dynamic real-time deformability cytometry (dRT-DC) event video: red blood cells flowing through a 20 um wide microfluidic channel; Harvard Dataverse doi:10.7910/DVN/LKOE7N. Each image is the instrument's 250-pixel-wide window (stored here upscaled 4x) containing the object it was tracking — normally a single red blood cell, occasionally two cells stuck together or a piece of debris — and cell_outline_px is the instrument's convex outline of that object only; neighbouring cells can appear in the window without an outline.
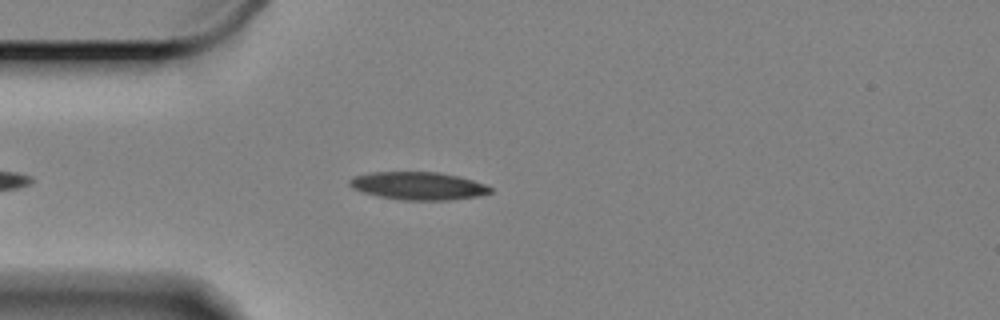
{"species": "Egyptian fruit bat (a non-hibernating species)", "species_latin": "Rousettus aegyptiacus", "temperature_condition": "cold", "stored_images_in_passage": 34, "camera_frame_rate_fps": 3000, "um_per_image_px": 0.085, "animal": {"sex": "female"}, "frame": {"image": 1, "passage_image": 5, "time_ms": 1.333, "image_size_px": [1000, 320], "cell_outline_px": [[492, 192], [476, 196], [448, 200], [400, 200], [380, 196], [364, 192], [352, 188], [348, 184], [348, 180], [356, 176], [372, 172], [436, 172], [456, 176], [472, 180], [484, 184], [492, 188]], "centroid_in_image_um": [35.53, 15.8], "position_along_channel_um": 49.5, "area_um2": 22.54}}
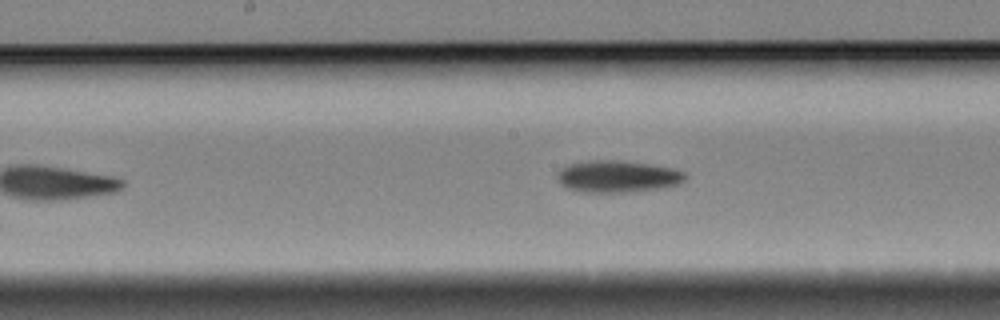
{"frame": {"image": 2, "passage_image": 19, "time_ms": 6.0, "image_size_px": [1000, 320], "cell_outline_px": [[688, 176], [680, 184], [664, 188], [628, 192], [576, 192], [560, 184], [556, 180], [556, 176], [560, 168], [568, 164], [596, 160], [612, 160], [648, 164], [672, 168], [684, 172]], "centroid_in_image_um": [52.47, 15.01], "position_along_channel_um": 195.7, "area_um2": 23.93}}
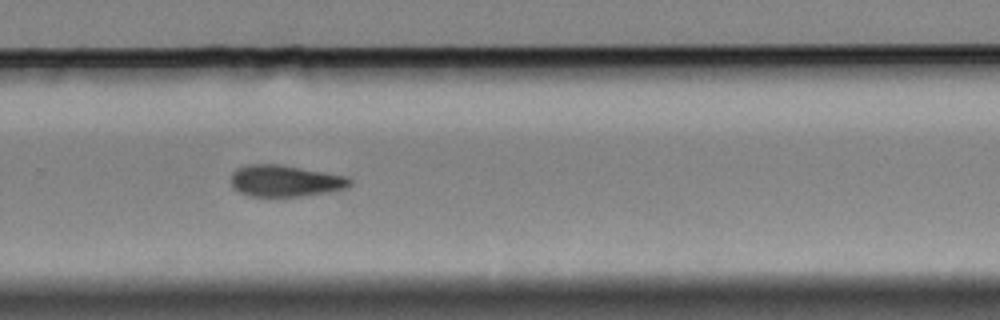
{"frame": {"image": 3, "passage_image": 29, "time_ms": 9.333, "image_size_px": [1000, 320], "cell_outline_px": [[352, 184], [348, 188], [332, 192], [304, 196], [248, 196], [240, 192], [232, 184], [232, 172], [236, 168], [252, 164], [276, 164], [348, 176], [352, 180]], "centroid_in_image_um": [24.3, 15.38], "position_along_channel_um": 305.5, "area_um2": 21.85}}